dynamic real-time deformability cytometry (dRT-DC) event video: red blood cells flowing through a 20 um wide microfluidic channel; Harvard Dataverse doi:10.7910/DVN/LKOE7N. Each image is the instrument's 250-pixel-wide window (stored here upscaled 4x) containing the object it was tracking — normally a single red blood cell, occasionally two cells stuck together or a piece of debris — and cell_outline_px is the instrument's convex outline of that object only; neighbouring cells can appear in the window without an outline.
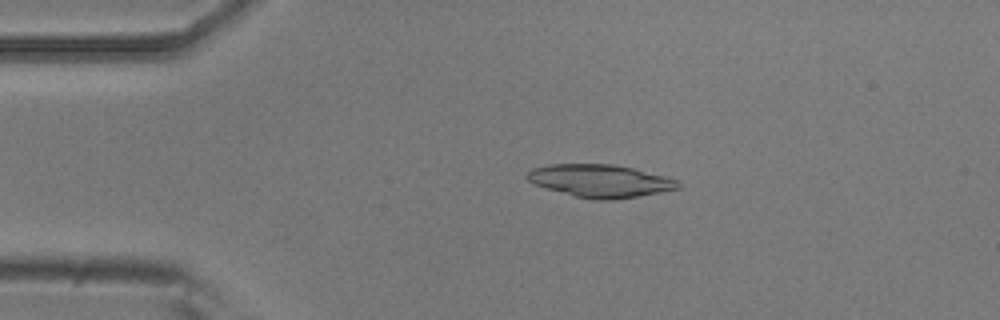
{"species": "common noctule bat (a hibernating species)", "species_latin": "Nyctalus noctula", "temperature_condition": "room temperature", "stored_images_in_passage": 3, "camera_frame_rate_fps": 3000, "um_per_image_px": 0.085, "animal": {"sex": "male", "body_mass_g": 20.5, "forearm_length_mm": 52.5}, "frame": {"image": 1, "passage_image": 2, "time_ms": 0.333, "image_size_px": [1000, 320], "cell_outline_px": [[680, 188], [636, 196], [612, 200], [596, 200], [576, 196], [548, 188], [536, 184], [528, 180], [524, 176], [532, 168], [548, 164], [616, 164], [680, 180]], "centroid_in_image_um": [51.01, 15.36], "position_along_channel_um": 34.0, "area_um2": 28.5}}